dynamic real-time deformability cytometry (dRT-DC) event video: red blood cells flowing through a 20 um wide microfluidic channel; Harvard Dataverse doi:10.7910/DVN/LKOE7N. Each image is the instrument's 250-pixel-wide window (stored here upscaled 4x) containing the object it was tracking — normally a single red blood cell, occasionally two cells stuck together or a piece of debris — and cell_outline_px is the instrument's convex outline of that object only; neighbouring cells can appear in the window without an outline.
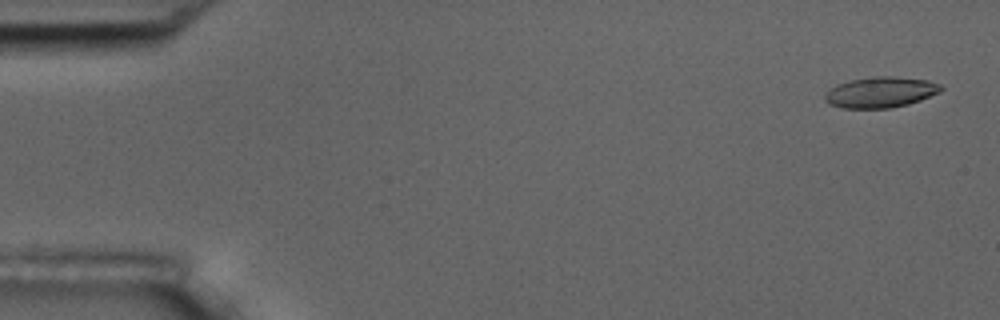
{"species": "common noctule bat (a hibernating species)", "species_latin": "Nyctalus noctula", "temperature_condition": "room temperature", "stored_images_in_passage": 56, "camera_frame_rate_fps": 3000, "um_per_image_px": 0.085, "animal": {"sex": "male", "body_mass_g": 17.5, "forearm_length_mm": 52.3}, "frame": {"image": 1, "passage_image": 2, "time_ms": 0.333, "image_size_px": [1000, 320], "cell_outline_px": [[944, 88], [940, 92], [920, 100], [908, 104], [888, 108], [844, 108], [828, 104], [824, 100], [824, 96], [836, 84], [852, 80], [876, 76], [892, 76], [928, 80], [940, 84]], "centroid_in_image_um": [74.86, 7.84], "position_along_channel_um": 10.1, "area_um2": 20.69}}
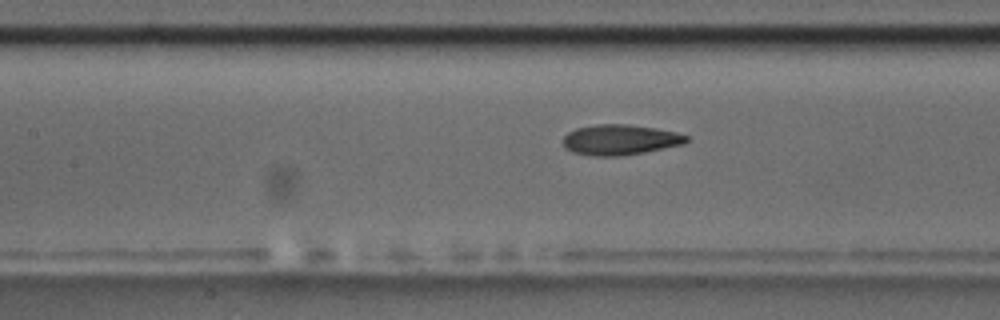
{"frame": {"image": 2, "passage_image": 25, "time_ms": 8.0, "image_size_px": [1000, 320], "cell_outline_px": [[688, 140], [684, 144], [644, 152], [620, 156], [592, 156], [572, 152], [564, 148], [564, 136], [568, 132], [576, 128], [596, 124], [628, 124], [656, 128], [676, 132], [688, 136]], "centroid_in_image_um": [52.69, 11.88], "position_along_channel_um": 154.7, "area_um2": 21.91}}
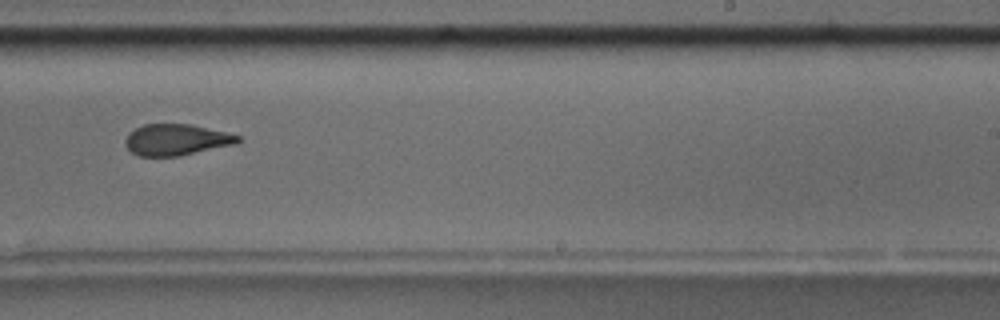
{"frame": {"image": 3, "passage_image": 35, "time_ms": 11.333, "image_size_px": [1000, 320], "cell_outline_px": [[240, 140], [236, 144], [180, 156], [140, 156], [132, 152], [124, 144], [124, 140], [128, 132], [144, 124], [192, 124], [240, 136]], "centroid_in_image_um": [14.96, 11.88], "position_along_channel_um": 274.0, "area_um2": 20.52}, "authors_computed_cell_mechanics": {"area_um2": 21.3571, "velocity_mm_per_s": 3.5982, "shape_relaxation_time_tau1_ms": 4.1008, "shape_relaxation_time_tau2_ms": 1.7844, "deformation_change_tau1": 0.1538, "deformation_change_tau2": 0.0999}}